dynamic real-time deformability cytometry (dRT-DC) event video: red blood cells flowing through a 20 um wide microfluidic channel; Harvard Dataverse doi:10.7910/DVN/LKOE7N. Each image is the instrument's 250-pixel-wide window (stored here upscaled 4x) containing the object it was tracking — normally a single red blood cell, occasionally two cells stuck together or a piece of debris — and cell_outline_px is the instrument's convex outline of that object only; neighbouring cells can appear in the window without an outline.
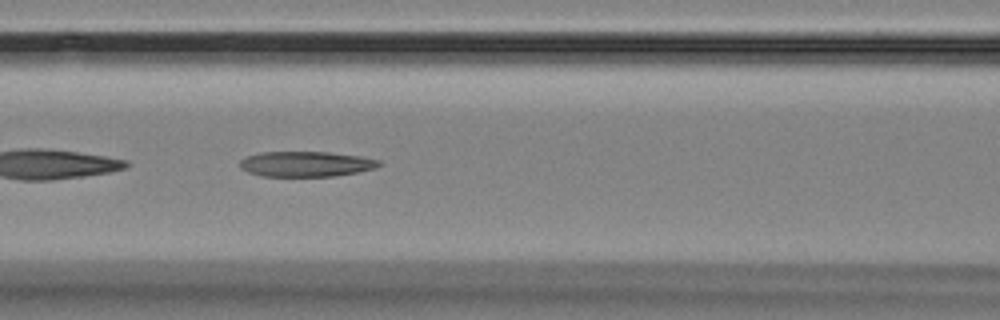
{"species": "Egyptian fruit bat (a non-hibernating species)", "species_latin": "Rousettus aegyptiacus", "temperature_condition": "room temperature", "stored_images_in_passage": 6, "camera_frame_rate_fps": 3000, "um_per_image_px": 0.085, "animal": {"sex": "female"}, "frame": {"image": 1, "passage_image": 6, "time_ms": 5.667, "image_size_px": [1000, 320], "cell_outline_px": [[384, 164], [376, 168], [356, 172], [332, 176], [264, 176], [248, 172], [240, 168], [240, 160], [248, 156], [260, 152], [328, 152], [360, 156], [380, 160]], "centroid_in_image_um": [26.03, 13.93], "position_along_channel_um": 140.6, "area_um2": 20.46}}